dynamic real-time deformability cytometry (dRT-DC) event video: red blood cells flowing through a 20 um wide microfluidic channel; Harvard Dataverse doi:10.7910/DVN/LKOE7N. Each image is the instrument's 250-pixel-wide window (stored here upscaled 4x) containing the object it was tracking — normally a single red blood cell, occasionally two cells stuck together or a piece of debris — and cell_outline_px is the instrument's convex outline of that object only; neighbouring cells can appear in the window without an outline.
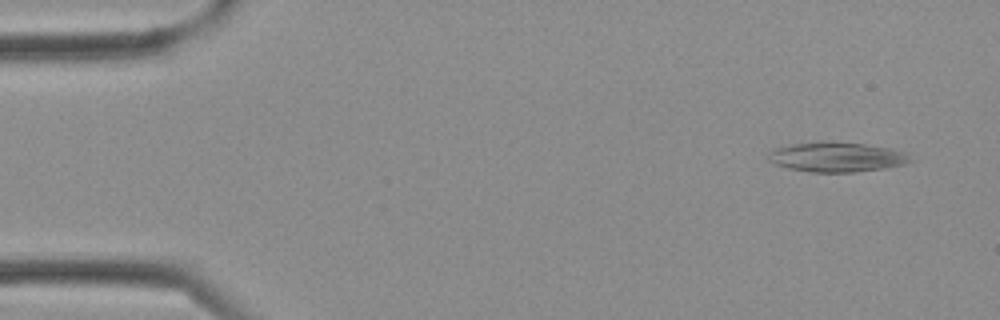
{"species": "Egyptian fruit bat (a non-hibernating species)", "species_latin": "Rousettus aegyptiacus", "temperature_condition": "cold", "stored_images_in_passage": 3, "camera_frame_rate_fps": 3000, "um_per_image_px": 0.085, "frame": {"image": 1, "passage_image": 1, "time_ms": 0.0, "image_size_px": [1000, 320], "cell_outline_px": [[912, 160], [904, 164], [884, 168], [856, 172], [812, 172], [788, 168], [776, 164], [768, 160], [764, 156], [768, 152], [776, 148], [792, 144], [820, 140], [828, 140], [864, 144], [888, 148], [908, 152]], "centroid_in_image_um": [71.09, 13.33], "position_along_channel_um": 13.9, "area_um2": 24.97}}